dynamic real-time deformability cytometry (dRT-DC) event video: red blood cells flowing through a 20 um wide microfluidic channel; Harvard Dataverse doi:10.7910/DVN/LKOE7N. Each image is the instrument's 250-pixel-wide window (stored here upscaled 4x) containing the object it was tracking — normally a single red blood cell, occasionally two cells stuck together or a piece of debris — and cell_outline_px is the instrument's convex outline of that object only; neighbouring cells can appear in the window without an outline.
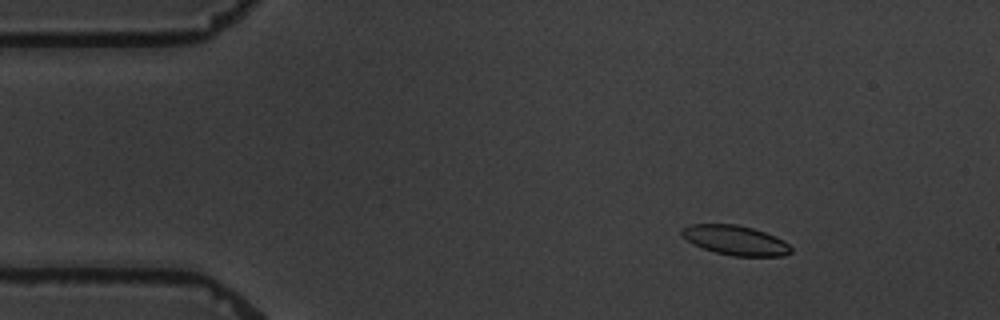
{"species": "common noctule bat (a hibernating species)", "species_latin": "Nyctalus noctula", "temperature_condition": "warm", "stored_images_in_passage": 11, "camera_frame_rate_fps": 3000, "um_per_image_px": 0.085, "animal": {"sex": "male", "body_mass_g": 19.5, "forearm_length_mm": 54.6}, "frame": {"image": 1, "passage_image": 2, "time_ms": 2.0, "image_size_px": [1000, 320], "cell_outline_px": [[792, 252], [784, 256], [732, 256], [716, 252], [692, 244], [680, 236], [680, 228], [692, 224], [736, 224], [752, 228], [776, 236], [784, 240], [792, 248]], "centroid_in_image_um": [62.48, 20.42], "position_along_channel_um": 22.5, "area_um2": 19.02}}
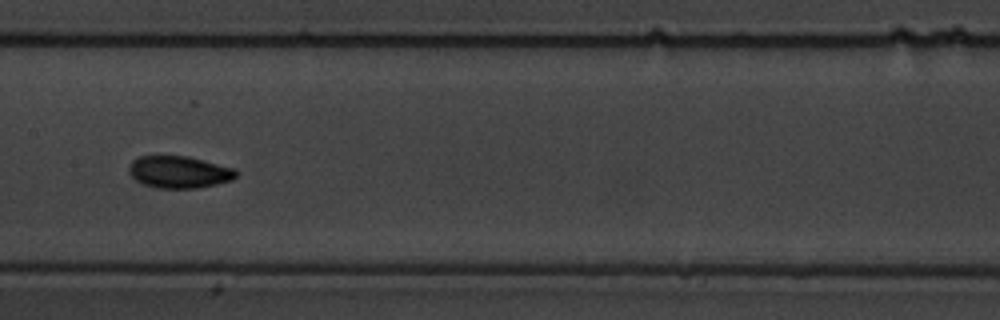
{"frame": {"image": 2, "passage_image": 8, "time_ms": 9.0, "image_size_px": [1000, 320], "cell_outline_px": [[240, 172], [232, 180], [216, 184], [196, 188], [156, 188], [144, 184], [136, 180], [128, 172], [128, 168], [132, 160], [140, 156], [188, 156], [236, 168]], "centroid_in_image_um": [15.25, 14.62], "position_along_channel_um": 192.2, "area_um2": 20.17}}
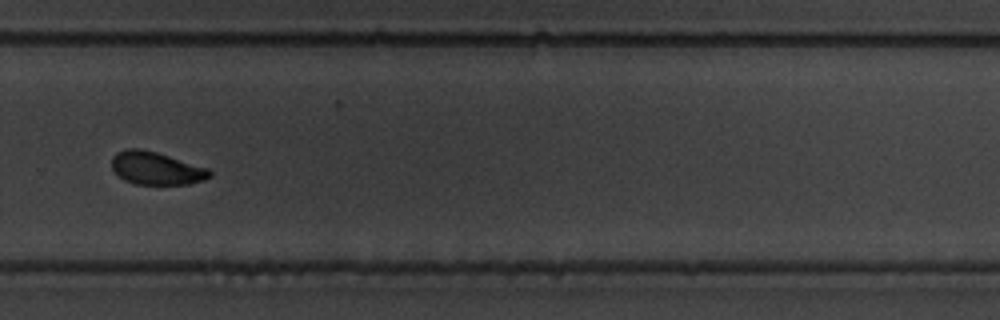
{"frame": {"image": 3, "passage_image": 11, "time_ms": 12.667, "image_size_px": [1000, 320], "cell_outline_px": [[212, 176], [204, 180], [188, 184], [136, 184], [124, 180], [112, 168], [112, 156], [116, 152], [124, 148], [140, 148], [156, 152], [208, 168], [212, 172]], "centroid_in_image_um": [13.27, 14.29], "position_along_channel_um": 316.5, "area_um2": 18.73}}